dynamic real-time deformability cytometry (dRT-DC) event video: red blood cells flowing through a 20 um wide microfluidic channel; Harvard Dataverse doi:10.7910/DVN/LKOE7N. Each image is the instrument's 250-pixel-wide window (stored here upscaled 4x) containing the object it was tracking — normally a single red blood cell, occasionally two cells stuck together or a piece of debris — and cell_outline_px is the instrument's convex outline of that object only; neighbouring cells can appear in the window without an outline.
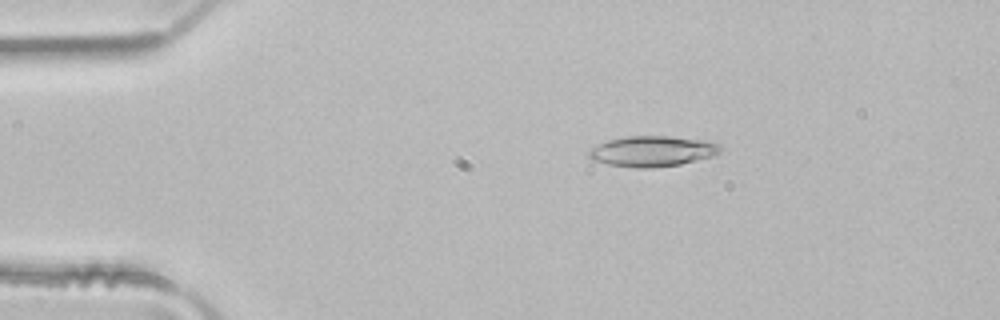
{"species": "common noctule bat (a hibernating species)", "species_latin": "Nyctalus noctula", "temperature_condition": "room temperature", "stored_images_in_passage": 5, "camera_frame_rate_fps": 3000, "um_per_image_px": 0.085, "animal": {"sex": "male", "body_mass_g": 21.5, "forearm_length_mm": 52.0}, "frame": {"image": 1, "passage_image": 3, "time_ms": 0.667, "image_size_px": [1000, 320], "cell_outline_px": [[720, 152], [712, 156], [680, 164], [652, 168], [636, 168], [608, 164], [592, 160], [588, 156], [588, 152], [592, 148], [608, 140], [628, 136], [668, 136], [704, 140], [720, 144]], "centroid_in_image_um": [55.44, 12.86], "position_along_channel_um": 29.6, "area_um2": 23.24}}
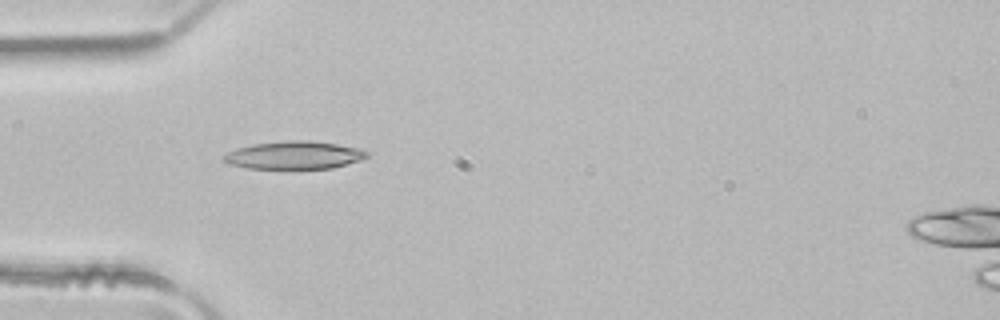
{"frame": {"image": 2, "passage_image": 4, "time_ms": 1.0, "image_size_px": [1000, 320], "cell_outline_px": [[368, 156], [360, 160], [332, 168], [248, 168], [228, 164], [220, 160], [220, 156], [236, 148], [252, 144], [288, 140], [308, 140], [336, 144], [356, 148], [368, 152]], "centroid_in_image_um": [24.92, 13.18], "position_along_channel_um": 60.1, "area_um2": 23.18}}
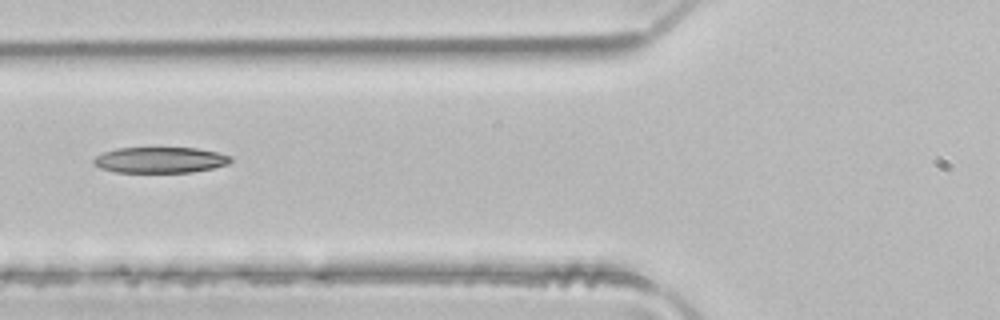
{"frame": {"image": 3, "passage_image": 5, "time_ms": 1.333, "image_size_px": [1000, 320], "cell_outline_px": [[232, 160], [228, 164], [212, 168], [192, 172], [116, 172], [100, 168], [92, 160], [96, 156], [104, 152], [116, 148], [196, 148], [216, 152], [232, 156]], "centroid_in_image_um": [13.62, 13.6], "position_along_channel_um": 112.2, "area_um2": 20.52}}